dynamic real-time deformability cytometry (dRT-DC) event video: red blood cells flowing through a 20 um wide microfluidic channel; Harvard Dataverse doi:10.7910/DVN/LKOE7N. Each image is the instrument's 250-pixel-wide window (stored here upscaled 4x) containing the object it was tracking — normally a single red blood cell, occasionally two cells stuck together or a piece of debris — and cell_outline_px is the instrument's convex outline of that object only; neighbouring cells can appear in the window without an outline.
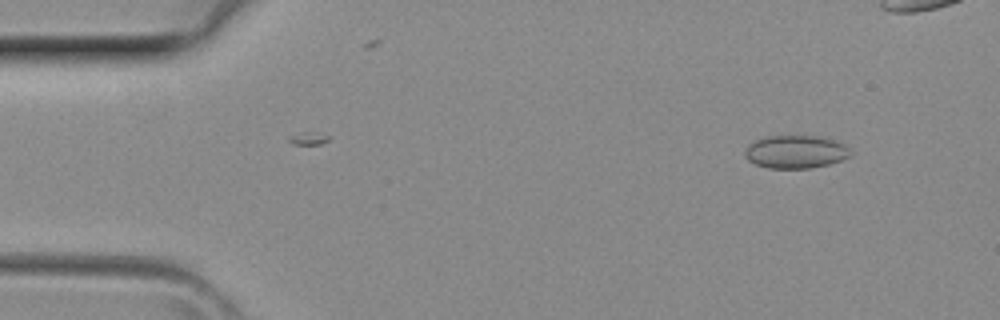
{"species": "common noctule bat (a hibernating species)", "species_latin": "Nyctalus noctula", "temperature_condition": "room temperature", "stored_images_in_passage": 4, "camera_frame_rate_fps": 3000, "um_per_image_px": 0.085, "animal": {"sex": "female", "body_mass_g": 29.2, "forearm_length_mm": 56.3}, "frame": {"image": 1, "passage_image": 1, "time_ms": 0.0, "image_size_px": [1000, 320], "cell_outline_px": [[852, 156], [828, 164], [812, 168], [768, 168], [756, 164], [748, 160], [744, 156], [744, 152], [748, 144], [764, 136], [820, 136], [844, 144], [852, 152]], "centroid_in_image_um": [67.61, 12.9], "position_along_channel_um": 17.4, "area_um2": 20.35}}